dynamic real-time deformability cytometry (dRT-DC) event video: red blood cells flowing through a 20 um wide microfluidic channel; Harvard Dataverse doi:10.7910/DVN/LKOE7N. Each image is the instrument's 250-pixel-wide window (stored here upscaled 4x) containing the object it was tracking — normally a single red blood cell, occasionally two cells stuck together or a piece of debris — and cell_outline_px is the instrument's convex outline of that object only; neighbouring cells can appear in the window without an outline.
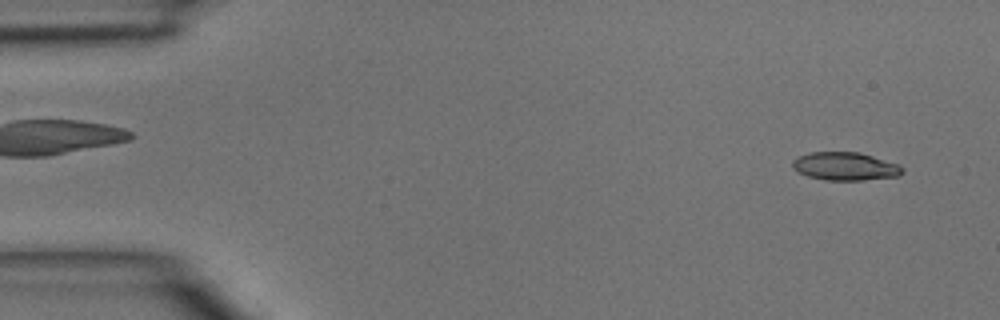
{"species": "common noctule bat (a hibernating species)", "species_latin": "Nyctalus noctula", "temperature_condition": "room temperature", "stored_images_in_passage": 3, "segment_of_instrument_passage": [2, 2], "camera_frame_rate_fps": 3000, "um_per_image_px": 0.085, "animal": {"sex": "male", "body_mass_g": 15.6}, "frame": {"image": 1, "passage_image": 3, "time_ms": 0.667, "image_size_px": [1000, 320], "cell_outline_px": [[904, 172], [900, 176], [864, 180], [824, 180], [808, 176], [792, 168], [792, 160], [796, 156], [808, 152], [860, 152], [900, 164], [904, 168]], "centroid_in_image_um": [71.86, 14.13], "position_along_channel_um": 13.1, "area_um2": 18.32}}